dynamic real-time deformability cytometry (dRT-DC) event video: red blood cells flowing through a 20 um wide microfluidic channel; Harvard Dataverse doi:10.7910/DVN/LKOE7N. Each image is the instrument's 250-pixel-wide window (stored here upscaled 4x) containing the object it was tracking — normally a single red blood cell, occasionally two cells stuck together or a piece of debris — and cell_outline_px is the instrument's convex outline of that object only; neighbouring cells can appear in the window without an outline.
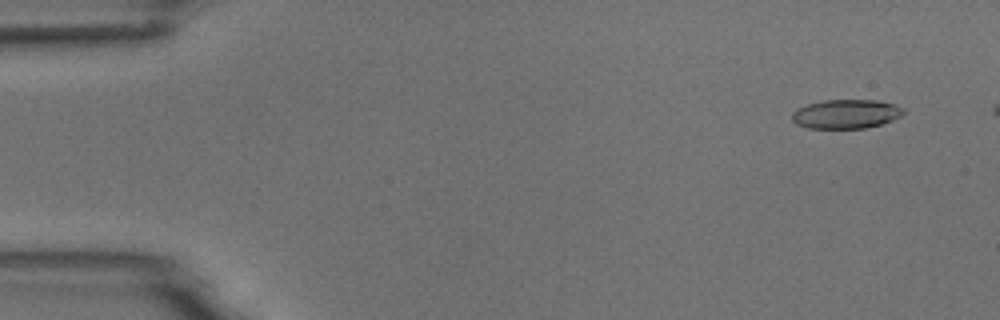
{"species": "common noctule bat (a hibernating species)", "species_latin": "Nyctalus noctula", "temperature_condition": "room temperature", "stored_images_in_passage": 3, "camera_frame_rate_fps": 3000, "um_per_image_px": 0.085, "animal": {"sex": "male", "body_mass_g": 18.8}, "frame": {"image": 1, "passage_image": 1, "time_ms": 0.0, "image_size_px": [1000, 320], "cell_outline_px": [[904, 112], [900, 116], [892, 120], [880, 124], [864, 128], [808, 128], [796, 124], [792, 120], [792, 112], [796, 108], [808, 104], [824, 100], [880, 100], [896, 104], [904, 108]], "centroid_in_image_um": [71.91, 9.68], "position_along_channel_um": 13.1, "area_um2": 18.96}}